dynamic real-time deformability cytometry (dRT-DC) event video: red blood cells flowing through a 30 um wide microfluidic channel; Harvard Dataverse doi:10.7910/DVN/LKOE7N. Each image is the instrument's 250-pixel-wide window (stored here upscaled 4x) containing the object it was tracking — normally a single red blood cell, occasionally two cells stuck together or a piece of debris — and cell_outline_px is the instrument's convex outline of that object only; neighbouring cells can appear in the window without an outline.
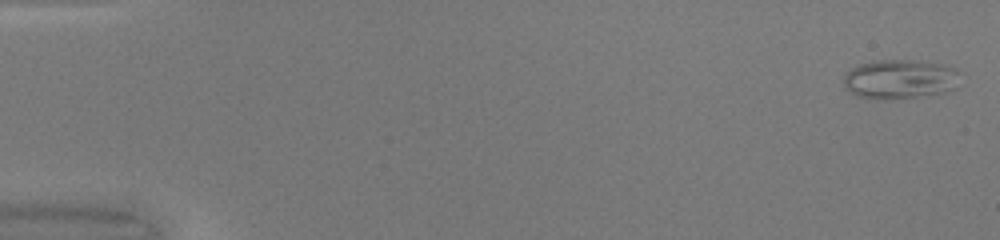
{"species": "common noctule bat (a hibernating species)", "species_latin": "Nyctalus noctula", "temperature_condition": "warm", "stored_images_in_passage": 49, "camera_frame_rate_fps": 3000, "um_per_image_px": 0.085, "animal": {"sex": "female", "body_mass_g": 20.0, "forearm_length_mm": 54.0}, "frame": {"image": 1, "passage_image": 1, "time_ms": 0.0, "image_size_px": [1000, 240], "cell_outline_px": [[956, 88], [944, 92], [916, 96], [880, 100], [876, 100], [856, 96], [844, 88], [844, 76], [856, 64], [876, 60], [916, 60], [944, 64], [956, 68]], "centroid_in_image_um": [76.43, 6.72], "position_along_channel_um": 8.6, "area_um2": 26.7}}
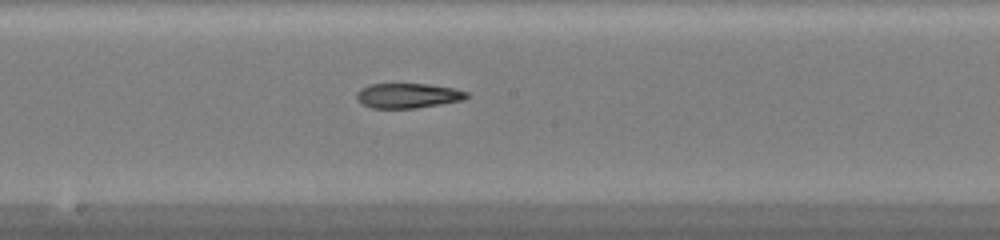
{"frame": {"image": 2, "passage_image": 27, "time_ms": 8.667, "image_size_px": [1000, 240], "cell_outline_px": [[468, 96], [464, 100], [416, 108], [372, 108], [360, 104], [356, 100], [356, 92], [360, 88], [368, 84], [428, 84], [456, 88], [468, 92]], "centroid_in_image_um": [34.64, 8.13], "position_along_channel_um": 213.6, "area_um2": 16.18}}
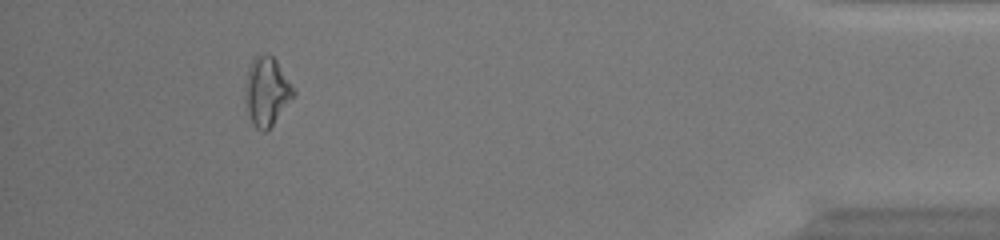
{"frame": {"image": 3, "passage_image": 45, "time_ms": 14.667, "image_size_px": [1000, 240], "cell_outline_px": [[296, 96], [272, 124], [264, 132], [256, 128], [252, 124], [244, 100], [244, 88], [248, 68], [252, 60], [256, 56], [272, 56], [276, 60], [296, 92]], "centroid_in_image_um": [22.66, 7.8], "position_along_channel_um": 412.5, "area_um2": 19.19}}